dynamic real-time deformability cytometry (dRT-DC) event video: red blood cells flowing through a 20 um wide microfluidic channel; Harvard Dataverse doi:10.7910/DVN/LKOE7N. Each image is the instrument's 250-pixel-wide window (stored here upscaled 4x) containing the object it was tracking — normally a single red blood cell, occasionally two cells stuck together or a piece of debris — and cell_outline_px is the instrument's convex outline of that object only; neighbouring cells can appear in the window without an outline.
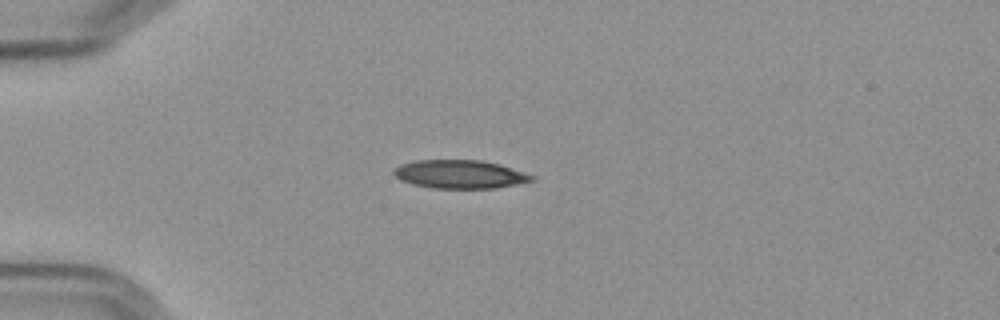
{"species": "Egyptian fruit bat (a non-hibernating species)", "species_latin": "Rousettus aegyptiacus", "temperature_condition": "cold", "stored_images_in_passage": 42, "camera_frame_rate_fps": 3000, "um_per_image_px": 0.085, "frame": {"image": 1, "passage_image": 1, "time_ms": 0.0, "image_size_px": [1000, 320], "cell_outline_px": [[536, 180], [496, 188], [432, 188], [412, 184], [400, 180], [392, 172], [400, 164], [416, 160], [480, 160], [500, 164], [536, 176]], "centroid_in_image_um": [39.11, 14.81], "position_along_channel_um": 45.9, "area_um2": 22.89}}
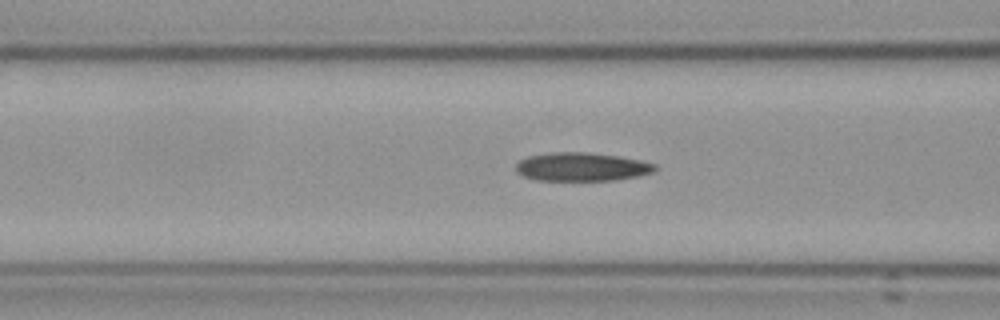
{"frame": {"image": 2, "passage_image": 9, "time_ms": 2.667, "image_size_px": [1000, 320], "cell_outline_px": [[656, 168], [652, 172], [636, 176], [616, 180], [536, 180], [524, 176], [516, 172], [516, 164], [520, 160], [528, 156], [552, 152], [588, 152], [620, 156], [640, 160], [656, 164]], "centroid_in_image_um": [49.43, 14.17], "position_along_channel_um": 117.2, "area_um2": 23.06}}
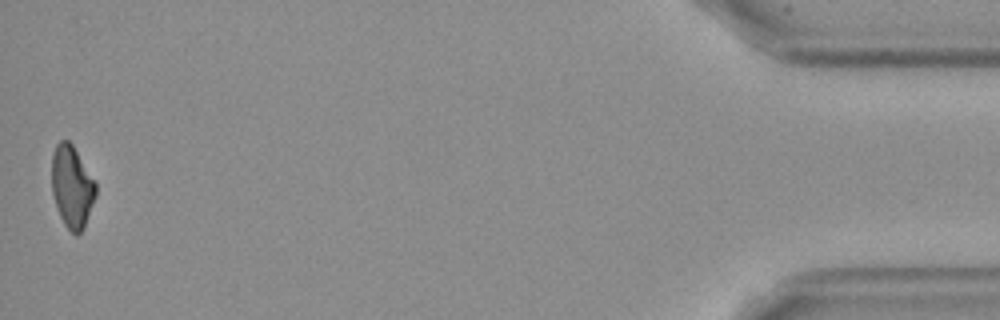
{"frame": {"image": 3, "passage_image": 42, "time_ms": 13.667, "image_size_px": [1000, 320], "cell_outline_px": [[96, 196], [84, 228], [76, 236], [64, 224], [60, 216], [52, 192], [52, 156], [56, 144], [60, 140], [68, 140], [72, 144], [96, 180]], "centroid_in_image_um": [6.14, 15.85], "position_along_channel_um": 429.1, "area_um2": 21.15}, "authors_computed_cell_mechanics": {"area_um2": 22.9466, "velocity_mm_per_s": 3.6133, "shape_relaxation_time_tau1_ms": 9.8253, "shape_relaxation_time_tau2_ms": 6.3314, "deformation_change_tau1": 0.1858, "deformation_change_tau2": 0.1561}}